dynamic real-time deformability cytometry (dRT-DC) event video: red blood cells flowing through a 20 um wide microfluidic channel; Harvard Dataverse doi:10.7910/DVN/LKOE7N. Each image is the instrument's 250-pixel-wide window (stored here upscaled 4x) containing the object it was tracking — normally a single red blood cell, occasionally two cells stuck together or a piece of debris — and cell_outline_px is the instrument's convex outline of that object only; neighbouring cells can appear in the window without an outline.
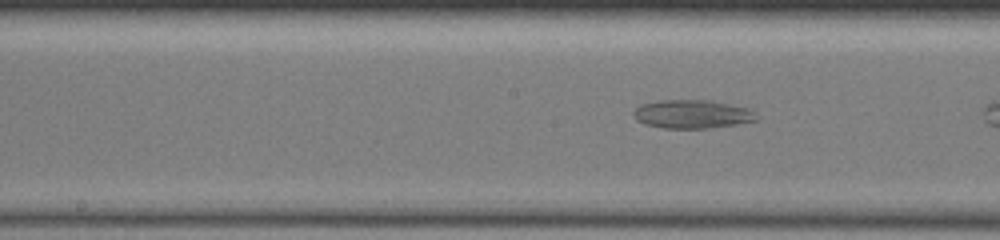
{"species": "common noctule bat (a hibernating species)", "species_latin": "Nyctalus noctula", "temperature_condition": "warm", "stored_images_in_passage": 43, "camera_frame_rate_fps": 3000, "um_per_image_px": 0.085, "animal": {"sex": "female", "body_mass_g": 19.5, "forearm_length_mm": 54.1}, "frame": {"image": 1, "passage_image": 33, "time_ms": 11.667, "image_size_px": [1000, 240], "cell_outline_px": [[760, 116], [756, 120], [736, 124], [708, 128], [664, 128], [644, 124], [636, 120], [632, 112], [640, 104], [660, 100], [712, 100], [752, 108]], "centroid_in_image_um": [58.88, 9.69], "position_along_channel_um": 189.3, "area_um2": 20.75}}
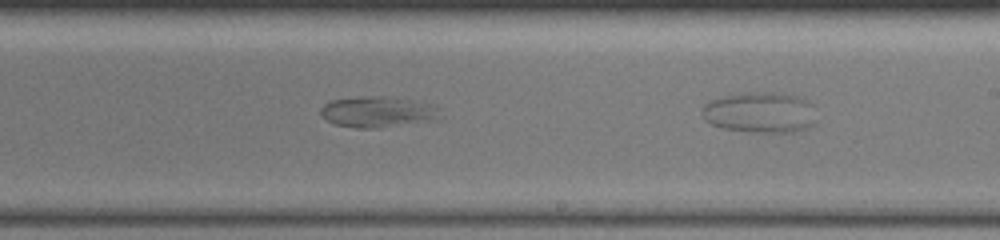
{"frame": {"image": 2, "passage_image": 40, "time_ms": 13.667, "image_size_px": [1000, 240], "cell_outline_px": [[444, 116], [436, 120], [380, 128], [356, 128], [336, 124], [328, 120], [320, 112], [320, 108], [324, 104], [332, 100], [356, 96], [376, 96], [412, 100], [428, 104], [440, 108]], "centroid_in_image_um": [32.15, 9.52], "position_along_channel_um": 256.8, "area_um2": 21.62}}
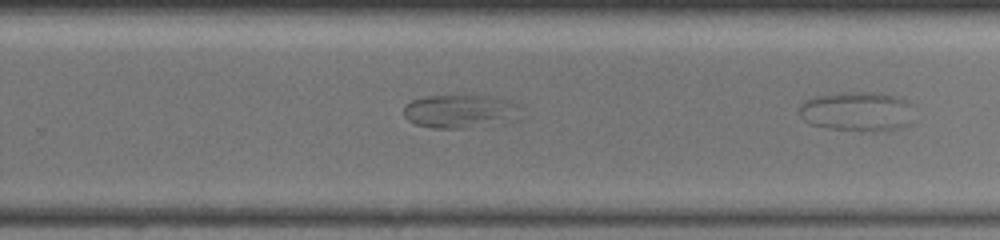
{"frame": {"image": 3, "passage_image": 42, "time_ms": 14.667, "image_size_px": [1000, 240], "cell_outline_px": [[520, 120], [460, 128], [432, 128], [416, 124], [408, 120], [404, 116], [404, 104], [412, 100], [424, 96], [492, 96], [520, 104]], "centroid_in_image_um": [39.14, 9.46], "position_along_channel_um": 290.7, "area_um2": 22.89}}